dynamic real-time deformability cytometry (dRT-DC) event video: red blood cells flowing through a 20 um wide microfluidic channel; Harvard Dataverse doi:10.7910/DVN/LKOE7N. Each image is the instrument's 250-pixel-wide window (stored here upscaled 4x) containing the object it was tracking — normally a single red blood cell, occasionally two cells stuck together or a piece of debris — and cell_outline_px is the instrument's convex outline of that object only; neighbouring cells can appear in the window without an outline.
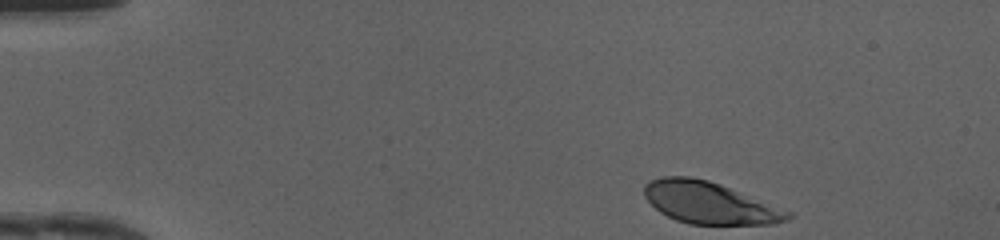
{"species": "human", "species_latin": "Homo sapiens", "temperature_condition": "cold", "stored_images_in_passage": 9, "camera_frame_rate_fps": 3000, "um_per_image_px": 0.085, "donor": {"sex": "female"}, "frame": {"image": 1, "passage_image": 1, "time_ms": 0.0, "image_size_px": [1000, 240], "cell_outline_px": [[796, 216], [788, 220], [776, 224], [688, 224], [676, 220], [660, 212], [644, 196], [644, 184], [660, 176], [688, 176], [708, 180], [720, 184], [792, 212]], "centroid_in_image_um": [60.32, 17.24], "position_along_channel_um": 24.7, "area_um2": 34.97}}